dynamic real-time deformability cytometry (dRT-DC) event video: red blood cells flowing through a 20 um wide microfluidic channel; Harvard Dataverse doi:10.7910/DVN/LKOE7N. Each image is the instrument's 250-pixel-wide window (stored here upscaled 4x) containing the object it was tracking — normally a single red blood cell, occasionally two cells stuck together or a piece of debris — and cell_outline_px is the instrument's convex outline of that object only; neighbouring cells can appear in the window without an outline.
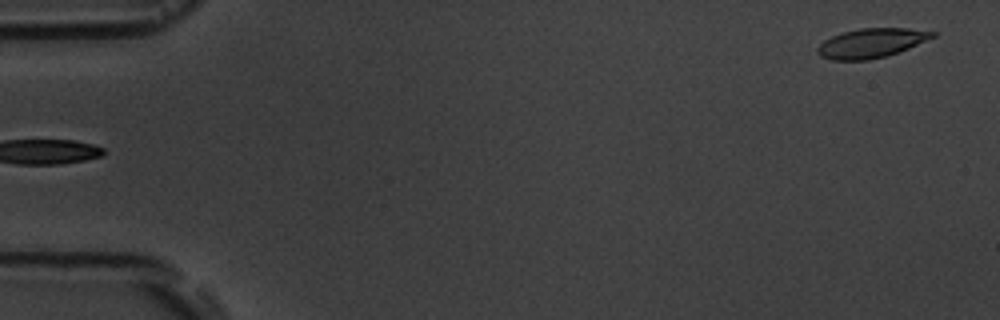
{"species": "common noctule bat (a hibernating species)", "species_latin": "Nyctalus noctula", "temperature_condition": "room temperature", "stored_images_in_passage": 5, "segment_of_instrument_passage": [2, 2], "camera_frame_rate_fps": 3000, "um_per_image_px": 0.085, "animal": {"sex": "male", "body_mass_g": 19.5, "forearm_length_mm": 54.6}, "frame": {"image": 1, "passage_image": 5, "time_ms": 5.333, "image_size_px": [1000, 320], "cell_outline_px": [[936, 36], [908, 48], [884, 56], [868, 60], [832, 60], [820, 56], [816, 52], [816, 48], [824, 40], [832, 36], [844, 32], [860, 28], [908, 28], [936, 32]], "centroid_in_image_um": [74.03, 3.66], "position_along_channel_um": 11.0, "area_um2": 19.48}}